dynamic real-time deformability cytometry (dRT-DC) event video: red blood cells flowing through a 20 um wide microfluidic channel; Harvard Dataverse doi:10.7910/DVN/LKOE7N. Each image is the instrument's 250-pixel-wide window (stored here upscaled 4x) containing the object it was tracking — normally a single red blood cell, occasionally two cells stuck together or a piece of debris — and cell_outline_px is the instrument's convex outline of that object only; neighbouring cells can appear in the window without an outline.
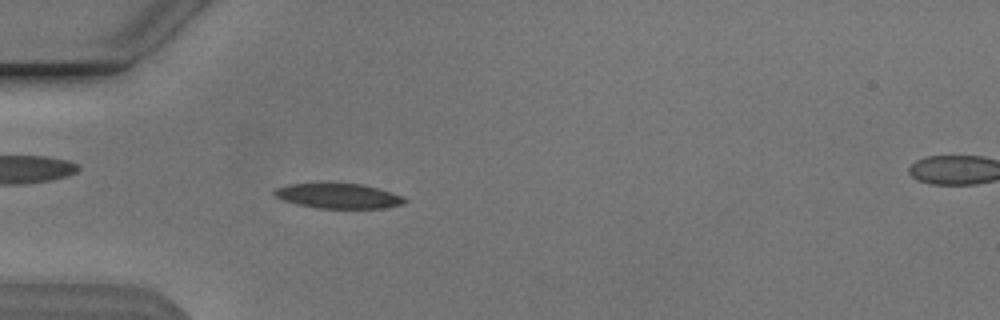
{"species": "Egyptian fruit bat (a non-hibernating species)", "species_latin": "Rousettus aegyptiacus", "temperature_condition": "cold", "stored_images_in_passage": 53, "camera_frame_rate_fps": 3000, "um_per_image_px": 0.085, "animal": {"sex": "male"}, "frame": {"image": 1, "passage_image": 16, "time_ms": 5.0, "image_size_px": [1000, 320], "cell_outline_px": [[408, 200], [404, 204], [384, 208], [316, 208], [296, 204], [272, 196], [272, 192], [276, 188], [288, 184], [360, 184], [376, 188], [404, 196]], "centroid_in_image_um": [28.75, 16.67], "position_along_channel_um": 56.3, "area_um2": 18.84}}
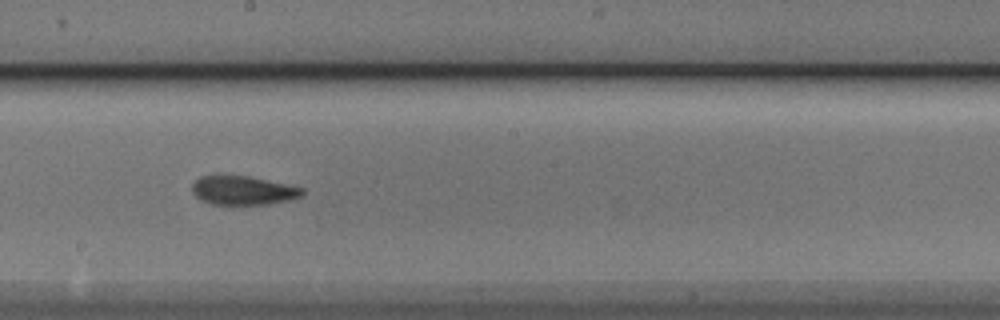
{"frame": {"image": 2, "passage_image": 30, "time_ms": 9.667, "image_size_px": [1000, 320], "cell_outline_px": [[304, 196], [288, 200], [268, 204], [212, 204], [200, 200], [192, 192], [192, 184], [200, 176], [248, 176], [304, 188]], "centroid_in_image_um": [20.66, 16.19], "position_along_channel_um": 227.5, "area_um2": 18.38}}
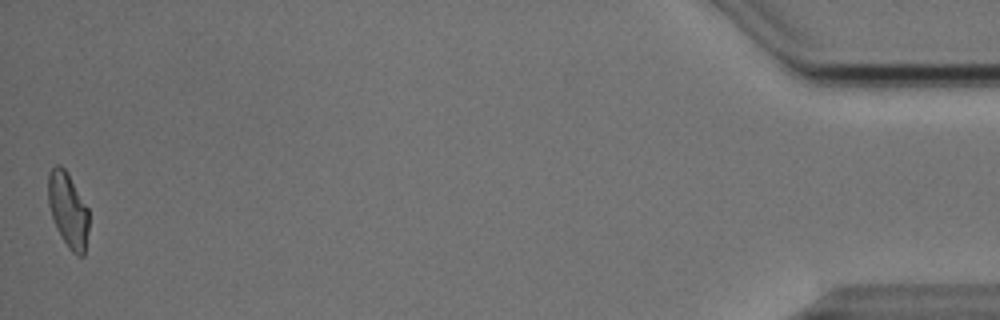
{"frame": {"image": 3, "passage_image": 53, "time_ms": 17.333, "image_size_px": [1000, 320], "cell_outline_px": [[88, 232], [84, 256], [76, 256], [68, 248], [52, 216], [48, 204], [48, 172], [56, 164], [60, 164], [68, 172], [88, 208]], "centroid_in_image_um": [5.79, 17.82], "position_along_channel_um": 429.4, "area_um2": 17.69}, "authors_computed_cell_mechanics": {"area_um2": 18.496, "velocity_mm_per_s": 3.8346, "shape_relaxation_time_tau1_ms": 5.0184, "shape_relaxation_time_tau2_ms": 2.056, "deformation_change_tau1": 0.1584, "deformation_change_tau2": 0.0901}}